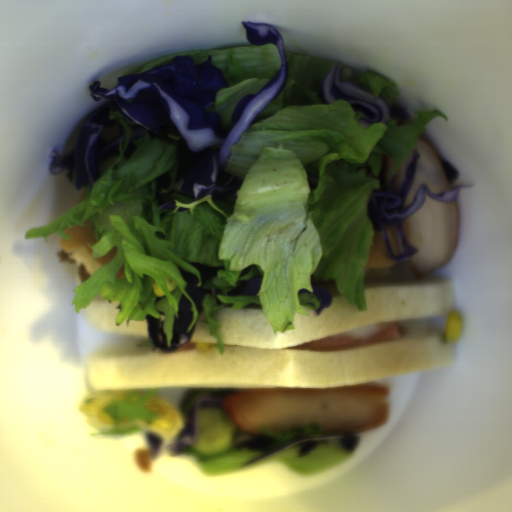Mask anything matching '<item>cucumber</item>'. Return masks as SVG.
I'll use <instances>...</instances> for the list:
<instances>
[{
  "instance_id": "obj_1",
  "label": "cucumber",
  "mask_w": 512,
  "mask_h": 512,
  "mask_svg": "<svg viewBox=\"0 0 512 512\" xmlns=\"http://www.w3.org/2000/svg\"><path fill=\"white\" fill-rule=\"evenodd\" d=\"M199 433L188 448L191 454L213 459L233 449L238 427L227 413V406L202 403L197 407Z\"/></svg>"
}]
</instances>
